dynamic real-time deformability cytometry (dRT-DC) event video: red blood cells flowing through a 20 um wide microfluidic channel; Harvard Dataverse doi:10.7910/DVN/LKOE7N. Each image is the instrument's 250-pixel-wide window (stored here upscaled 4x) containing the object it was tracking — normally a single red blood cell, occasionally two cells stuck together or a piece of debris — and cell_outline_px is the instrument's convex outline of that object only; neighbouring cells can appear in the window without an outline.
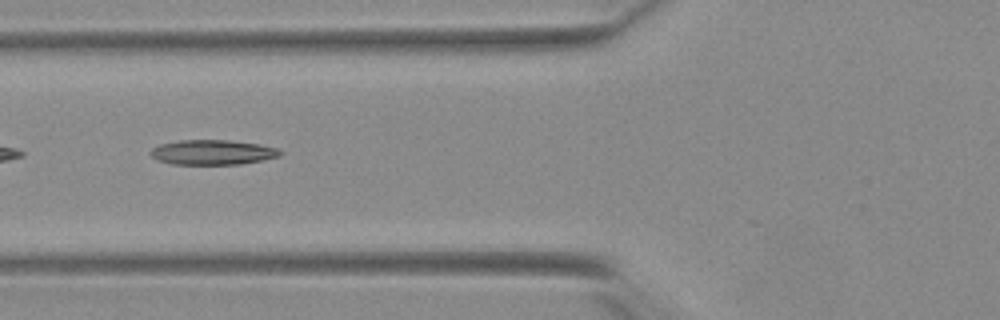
{"species": "Egyptian fruit bat (a non-hibernating species)", "species_latin": "Rousettus aegyptiacus", "temperature_condition": "warm", "stored_images_in_passage": 36, "camera_frame_rate_fps": 3000, "um_per_image_px": 0.085, "animal": {"sex": "female"}, "frame": {"image": 1, "passage_image": 4, "time_ms": 1.0, "image_size_px": [1000, 320], "cell_outline_px": [[284, 152], [280, 156], [264, 160], [240, 164], [172, 164], [160, 160], [152, 156], [148, 152], [152, 148], [160, 144], [180, 140], [228, 140], [260, 144], [276, 148]], "centroid_in_image_um": [18.1, 12.94], "position_along_channel_um": 107.7, "area_um2": 18.79}}
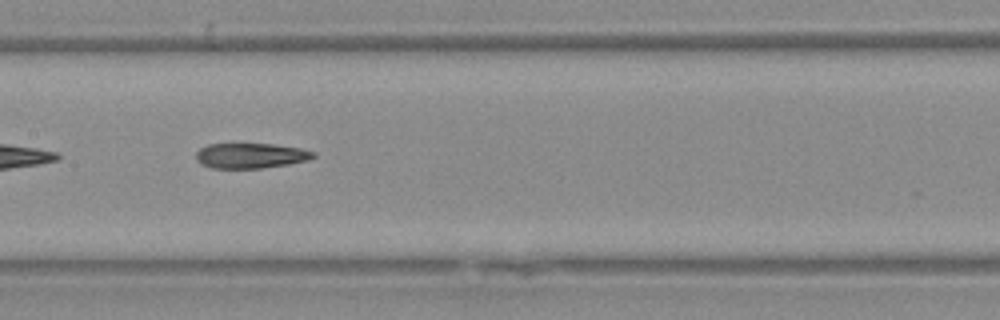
{"frame": {"image": 2, "passage_image": 10, "time_ms": 3.0, "image_size_px": [1000, 320], "cell_outline_px": [[316, 156], [308, 160], [288, 164], [260, 168], [212, 168], [200, 164], [196, 160], [196, 152], [200, 148], [208, 144], [272, 144], [300, 148], [316, 152]], "centroid_in_image_um": [21.29, 13.23], "position_along_channel_um": 186.1, "area_um2": 17.22}}
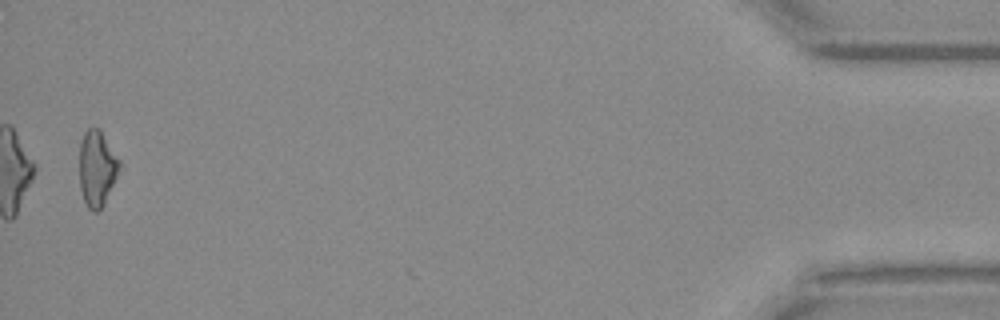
{"frame": {"image": 3, "passage_image": 35, "time_ms": 11.333, "image_size_px": [1000, 320], "cell_outline_px": [[120, 164], [116, 176], [104, 204], [96, 212], [92, 212], [88, 208], [84, 200], [80, 188], [80, 144], [84, 132], [88, 128], [100, 128], [120, 160]], "centroid_in_image_um": [8.23, 14.29], "position_along_channel_um": 427.0, "area_um2": 17.46}, "authors_computed_cell_mechanics": {"area_um2": 17.918, "velocity_mm_per_s": 3.9182, "shape_relaxation_time_tau1_ms": null, "shape_relaxation_time_tau2_ms": 5.6014, "deformation_change_tau1": null, "deformation_change_tau2": 0.1702}}